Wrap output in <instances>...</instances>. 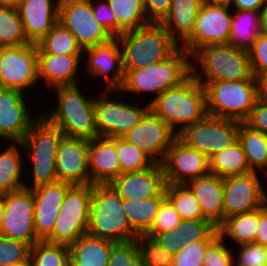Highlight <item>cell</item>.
Here are the masks:
<instances>
[{
    "mask_svg": "<svg viewBox=\"0 0 267 266\" xmlns=\"http://www.w3.org/2000/svg\"><path fill=\"white\" fill-rule=\"evenodd\" d=\"M115 243L88 234L80 236L70 248V266H107Z\"/></svg>",
    "mask_w": 267,
    "mask_h": 266,
    "instance_id": "f1b7e54d",
    "label": "cell"
},
{
    "mask_svg": "<svg viewBox=\"0 0 267 266\" xmlns=\"http://www.w3.org/2000/svg\"><path fill=\"white\" fill-rule=\"evenodd\" d=\"M180 221L181 218L178 212L176 211L174 205L168 198H166L161 203L152 228L145 234V236L152 238L158 233L166 232L170 229H176Z\"/></svg>",
    "mask_w": 267,
    "mask_h": 266,
    "instance_id": "f6af8a7d",
    "label": "cell"
},
{
    "mask_svg": "<svg viewBox=\"0 0 267 266\" xmlns=\"http://www.w3.org/2000/svg\"><path fill=\"white\" fill-rule=\"evenodd\" d=\"M260 173L251 171L243 175L224 178L223 208L224 220L228 217L263 207L267 194Z\"/></svg>",
    "mask_w": 267,
    "mask_h": 266,
    "instance_id": "2e32d148",
    "label": "cell"
},
{
    "mask_svg": "<svg viewBox=\"0 0 267 266\" xmlns=\"http://www.w3.org/2000/svg\"><path fill=\"white\" fill-rule=\"evenodd\" d=\"M37 44L0 47V86L24 92L38 82Z\"/></svg>",
    "mask_w": 267,
    "mask_h": 266,
    "instance_id": "4fadbf2b",
    "label": "cell"
},
{
    "mask_svg": "<svg viewBox=\"0 0 267 266\" xmlns=\"http://www.w3.org/2000/svg\"><path fill=\"white\" fill-rule=\"evenodd\" d=\"M177 134L160 117L149 110L141 122L122 138L161 163Z\"/></svg>",
    "mask_w": 267,
    "mask_h": 266,
    "instance_id": "d6986e66",
    "label": "cell"
},
{
    "mask_svg": "<svg viewBox=\"0 0 267 266\" xmlns=\"http://www.w3.org/2000/svg\"><path fill=\"white\" fill-rule=\"evenodd\" d=\"M115 90H105L99 96H93L95 126L98 136L107 138L122 137L126 132L137 126L150 110L146 106H135L121 100L109 99Z\"/></svg>",
    "mask_w": 267,
    "mask_h": 266,
    "instance_id": "30bf717a",
    "label": "cell"
},
{
    "mask_svg": "<svg viewBox=\"0 0 267 266\" xmlns=\"http://www.w3.org/2000/svg\"><path fill=\"white\" fill-rule=\"evenodd\" d=\"M171 0H143L147 17L151 23H160L170 10Z\"/></svg>",
    "mask_w": 267,
    "mask_h": 266,
    "instance_id": "db71d44e",
    "label": "cell"
},
{
    "mask_svg": "<svg viewBox=\"0 0 267 266\" xmlns=\"http://www.w3.org/2000/svg\"><path fill=\"white\" fill-rule=\"evenodd\" d=\"M191 75L197 82L256 80L249 52L229 44H210L197 49L191 55Z\"/></svg>",
    "mask_w": 267,
    "mask_h": 266,
    "instance_id": "7a4b0ae2",
    "label": "cell"
},
{
    "mask_svg": "<svg viewBox=\"0 0 267 266\" xmlns=\"http://www.w3.org/2000/svg\"><path fill=\"white\" fill-rule=\"evenodd\" d=\"M58 22L82 49L109 41L113 36L96 20L91 0H60Z\"/></svg>",
    "mask_w": 267,
    "mask_h": 266,
    "instance_id": "5bb4252c",
    "label": "cell"
},
{
    "mask_svg": "<svg viewBox=\"0 0 267 266\" xmlns=\"http://www.w3.org/2000/svg\"><path fill=\"white\" fill-rule=\"evenodd\" d=\"M26 94L15 89L0 92V139L21 142L37 117H31L24 100Z\"/></svg>",
    "mask_w": 267,
    "mask_h": 266,
    "instance_id": "44dd1931",
    "label": "cell"
},
{
    "mask_svg": "<svg viewBox=\"0 0 267 266\" xmlns=\"http://www.w3.org/2000/svg\"><path fill=\"white\" fill-rule=\"evenodd\" d=\"M262 12L233 10L228 44L238 49L249 51L254 41L262 34Z\"/></svg>",
    "mask_w": 267,
    "mask_h": 266,
    "instance_id": "f546056e",
    "label": "cell"
},
{
    "mask_svg": "<svg viewBox=\"0 0 267 266\" xmlns=\"http://www.w3.org/2000/svg\"><path fill=\"white\" fill-rule=\"evenodd\" d=\"M258 100L267 103V73L260 74L256 77Z\"/></svg>",
    "mask_w": 267,
    "mask_h": 266,
    "instance_id": "680465c9",
    "label": "cell"
},
{
    "mask_svg": "<svg viewBox=\"0 0 267 266\" xmlns=\"http://www.w3.org/2000/svg\"><path fill=\"white\" fill-rule=\"evenodd\" d=\"M149 105L150 110L176 134L208 114L205 89L192 75L181 84L166 89L158 97H152Z\"/></svg>",
    "mask_w": 267,
    "mask_h": 266,
    "instance_id": "6da1fadb",
    "label": "cell"
},
{
    "mask_svg": "<svg viewBox=\"0 0 267 266\" xmlns=\"http://www.w3.org/2000/svg\"><path fill=\"white\" fill-rule=\"evenodd\" d=\"M166 197L174 205L181 220H199L205 219L199 203L193 192L186 184H168L166 185Z\"/></svg>",
    "mask_w": 267,
    "mask_h": 266,
    "instance_id": "f35d334b",
    "label": "cell"
},
{
    "mask_svg": "<svg viewBox=\"0 0 267 266\" xmlns=\"http://www.w3.org/2000/svg\"><path fill=\"white\" fill-rule=\"evenodd\" d=\"M35 199L32 190L4 194V218L0 236L22 241L30 247L38 242L34 229Z\"/></svg>",
    "mask_w": 267,
    "mask_h": 266,
    "instance_id": "9a60e30c",
    "label": "cell"
},
{
    "mask_svg": "<svg viewBox=\"0 0 267 266\" xmlns=\"http://www.w3.org/2000/svg\"><path fill=\"white\" fill-rule=\"evenodd\" d=\"M107 266H143L136 241L115 243L112 246Z\"/></svg>",
    "mask_w": 267,
    "mask_h": 266,
    "instance_id": "bcb514c9",
    "label": "cell"
},
{
    "mask_svg": "<svg viewBox=\"0 0 267 266\" xmlns=\"http://www.w3.org/2000/svg\"><path fill=\"white\" fill-rule=\"evenodd\" d=\"M218 235L207 247L202 266H234L232 249Z\"/></svg>",
    "mask_w": 267,
    "mask_h": 266,
    "instance_id": "7dc6e473",
    "label": "cell"
},
{
    "mask_svg": "<svg viewBox=\"0 0 267 266\" xmlns=\"http://www.w3.org/2000/svg\"><path fill=\"white\" fill-rule=\"evenodd\" d=\"M244 123L250 128L267 135V103L257 100Z\"/></svg>",
    "mask_w": 267,
    "mask_h": 266,
    "instance_id": "f5cc1de1",
    "label": "cell"
},
{
    "mask_svg": "<svg viewBox=\"0 0 267 266\" xmlns=\"http://www.w3.org/2000/svg\"><path fill=\"white\" fill-rule=\"evenodd\" d=\"M30 246L18 240L0 236V266L19 262H30Z\"/></svg>",
    "mask_w": 267,
    "mask_h": 266,
    "instance_id": "ee69618b",
    "label": "cell"
},
{
    "mask_svg": "<svg viewBox=\"0 0 267 266\" xmlns=\"http://www.w3.org/2000/svg\"><path fill=\"white\" fill-rule=\"evenodd\" d=\"M110 185L115 188L123 200H139L157 196H166V179L161 163L150 168L121 174Z\"/></svg>",
    "mask_w": 267,
    "mask_h": 266,
    "instance_id": "7402d4cb",
    "label": "cell"
},
{
    "mask_svg": "<svg viewBox=\"0 0 267 266\" xmlns=\"http://www.w3.org/2000/svg\"><path fill=\"white\" fill-rule=\"evenodd\" d=\"M96 20L113 36L117 37V17L106 0H91Z\"/></svg>",
    "mask_w": 267,
    "mask_h": 266,
    "instance_id": "816d5d0a",
    "label": "cell"
},
{
    "mask_svg": "<svg viewBox=\"0 0 267 266\" xmlns=\"http://www.w3.org/2000/svg\"><path fill=\"white\" fill-rule=\"evenodd\" d=\"M84 55L87 58L86 61H83L86 67L85 72L92 78H105V90L116 91L121 87L125 79V72L118 37H112L105 43L83 49Z\"/></svg>",
    "mask_w": 267,
    "mask_h": 266,
    "instance_id": "ac0fdd59",
    "label": "cell"
},
{
    "mask_svg": "<svg viewBox=\"0 0 267 266\" xmlns=\"http://www.w3.org/2000/svg\"><path fill=\"white\" fill-rule=\"evenodd\" d=\"M212 241H200L182 247L174 256L172 266H202L206 249Z\"/></svg>",
    "mask_w": 267,
    "mask_h": 266,
    "instance_id": "c3c4849f",
    "label": "cell"
},
{
    "mask_svg": "<svg viewBox=\"0 0 267 266\" xmlns=\"http://www.w3.org/2000/svg\"><path fill=\"white\" fill-rule=\"evenodd\" d=\"M254 76L267 73V36L260 34L248 51Z\"/></svg>",
    "mask_w": 267,
    "mask_h": 266,
    "instance_id": "f907efd6",
    "label": "cell"
},
{
    "mask_svg": "<svg viewBox=\"0 0 267 266\" xmlns=\"http://www.w3.org/2000/svg\"><path fill=\"white\" fill-rule=\"evenodd\" d=\"M21 142H12L8 148L0 152V194L15 192L25 188L21 177L23 158Z\"/></svg>",
    "mask_w": 267,
    "mask_h": 266,
    "instance_id": "4dcf8cb0",
    "label": "cell"
},
{
    "mask_svg": "<svg viewBox=\"0 0 267 266\" xmlns=\"http://www.w3.org/2000/svg\"><path fill=\"white\" fill-rule=\"evenodd\" d=\"M203 3V0H171L170 10L160 24L178 44L192 34Z\"/></svg>",
    "mask_w": 267,
    "mask_h": 266,
    "instance_id": "83f0119b",
    "label": "cell"
},
{
    "mask_svg": "<svg viewBox=\"0 0 267 266\" xmlns=\"http://www.w3.org/2000/svg\"><path fill=\"white\" fill-rule=\"evenodd\" d=\"M4 218V194H0V233Z\"/></svg>",
    "mask_w": 267,
    "mask_h": 266,
    "instance_id": "6125c7cd",
    "label": "cell"
},
{
    "mask_svg": "<svg viewBox=\"0 0 267 266\" xmlns=\"http://www.w3.org/2000/svg\"><path fill=\"white\" fill-rule=\"evenodd\" d=\"M182 247L200 241H213L218 235V229L206 219L181 220L176 227Z\"/></svg>",
    "mask_w": 267,
    "mask_h": 266,
    "instance_id": "b9f144b4",
    "label": "cell"
},
{
    "mask_svg": "<svg viewBox=\"0 0 267 266\" xmlns=\"http://www.w3.org/2000/svg\"><path fill=\"white\" fill-rule=\"evenodd\" d=\"M90 185L110 184L122 173L117 155V137L88 140Z\"/></svg>",
    "mask_w": 267,
    "mask_h": 266,
    "instance_id": "d4e9b609",
    "label": "cell"
},
{
    "mask_svg": "<svg viewBox=\"0 0 267 266\" xmlns=\"http://www.w3.org/2000/svg\"><path fill=\"white\" fill-rule=\"evenodd\" d=\"M54 89L58 106L43 116L67 137L91 140L98 137L95 126L94 98L85 97L78 85ZM45 113V114H44Z\"/></svg>",
    "mask_w": 267,
    "mask_h": 266,
    "instance_id": "5b68a950",
    "label": "cell"
},
{
    "mask_svg": "<svg viewBox=\"0 0 267 266\" xmlns=\"http://www.w3.org/2000/svg\"><path fill=\"white\" fill-rule=\"evenodd\" d=\"M30 44L16 7L0 6V47Z\"/></svg>",
    "mask_w": 267,
    "mask_h": 266,
    "instance_id": "74e56055",
    "label": "cell"
},
{
    "mask_svg": "<svg viewBox=\"0 0 267 266\" xmlns=\"http://www.w3.org/2000/svg\"><path fill=\"white\" fill-rule=\"evenodd\" d=\"M125 79L116 93L151 94L154 98L166 89L181 84L191 75V55L179 47L166 60L144 68L124 70Z\"/></svg>",
    "mask_w": 267,
    "mask_h": 266,
    "instance_id": "277c9868",
    "label": "cell"
},
{
    "mask_svg": "<svg viewBox=\"0 0 267 266\" xmlns=\"http://www.w3.org/2000/svg\"><path fill=\"white\" fill-rule=\"evenodd\" d=\"M267 0H232L230 7L233 10L263 11Z\"/></svg>",
    "mask_w": 267,
    "mask_h": 266,
    "instance_id": "6f0895ef",
    "label": "cell"
},
{
    "mask_svg": "<svg viewBox=\"0 0 267 266\" xmlns=\"http://www.w3.org/2000/svg\"><path fill=\"white\" fill-rule=\"evenodd\" d=\"M71 184L57 181L32 190L35 199L34 229L39 241H46L53 232L60 208Z\"/></svg>",
    "mask_w": 267,
    "mask_h": 266,
    "instance_id": "603a6c76",
    "label": "cell"
},
{
    "mask_svg": "<svg viewBox=\"0 0 267 266\" xmlns=\"http://www.w3.org/2000/svg\"><path fill=\"white\" fill-rule=\"evenodd\" d=\"M118 38L124 70H135L162 62L180 47L160 23L126 31Z\"/></svg>",
    "mask_w": 267,
    "mask_h": 266,
    "instance_id": "52a82bcc",
    "label": "cell"
},
{
    "mask_svg": "<svg viewBox=\"0 0 267 266\" xmlns=\"http://www.w3.org/2000/svg\"><path fill=\"white\" fill-rule=\"evenodd\" d=\"M239 121L206 115L177 136L210 159L238 141Z\"/></svg>",
    "mask_w": 267,
    "mask_h": 266,
    "instance_id": "8fae6325",
    "label": "cell"
},
{
    "mask_svg": "<svg viewBox=\"0 0 267 266\" xmlns=\"http://www.w3.org/2000/svg\"><path fill=\"white\" fill-rule=\"evenodd\" d=\"M238 141L245 152L249 168L265 172L267 177V135L239 122Z\"/></svg>",
    "mask_w": 267,
    "mask_h": 266,
    "instance_id": "d6a6232c",
    "label": "cell"
},
{
    "mask_svg": "<svg viewBox=\"0 0 267 266\" xmlns=\"http://www.w3.org/2000/svg\"><path fill=\"white\" fill-rule=\"evenodd\" d=\"M23 0H0V6L18 7Z\"/></svg>",
    "mask_w": 267,
    "mask_h": 266,
    "instance_id": "94428289",
    "label": "cell"
},
{
    "mask_svg": "<svg viewBox=\"0 0 267 266\" xmlns=\"http://www.w3.org/2000/svg\"><path fill=\"white\" fill-rule=\"evenodd\" d=\"M203 1L207 3L230 5L232 0H203Z\"/></svg>",
    "mask_w": 267,
    "mask_h": 266,
    "instance_id": "be15d7a7",
    "label": "cell"
},
{
    "mask_svg": "<svg viewBox=\"0 0 267 266\" xmlns=\"http://www.w3.org/2000/svg\"><path fill=\"white\" fill-rule=\"evenodd\" d=\"M92 185H71L65 193L52 235L46 240L54 244L71 246L86 235Z\"/></svg>",
    "mask_w": 267,
    "mask_h": 266,
    "instance_id": "9c48e42d",
    "label": "cell"
},
{
    "mask_svg": "<svg viewBox=\"0 0 267 266\" xmlns=\"http://www.w3.org/2000/svg\"><path fill=\"white\" fill-rule=\"evenodd\" d=\"M186 185L193 192L204 218L218 228L224 222V178L208 173L188 181Z\"/></svg>",
    "mask_w": 267,
    "mask_h": 266,
    "instance_id": "484cf974",
    "label": "cell"
},
{
    "mask_svg": "<svg viewBox=\"0 0 267 266\" xmlns=\"http://www.w3.org/2000/svg\"><path fill=\"white\" fill-rule=\"evenodd\" d=\"M258 228L255 243L267 246V203L258 209Z\"/></svg>",
    "mask_w": 267,
    "mask_h": 266,
    "instance_id": "9f6ffc18",
    "label": "cell"
},
{
    "mask_svg": "<svg viewBox=\"0 0 267 266\" xmlns=\"http://www.w3.org/2000/svg\"><path fill=\"white\" fill-rule=\"evenodd\" d=\"M239 249L237 250L238 254H233L234 266H265L266 258L264 246L250 243L240 245Z\"/></svg>",
    "mask_w": 267,
    "mask_h": 266,
    "instance_id": "681fc988",
    "label": "cell"
},
{
    "mask_svg": "<svg viewBox=\"0 0 267 266\" xmlns=\"http://www.w3.org/2000/svg\"><path fill=\"white\" fill-rule=\"evenodd\" d=\"M83 55L38 54V79L43 80L50 90L57 86L80 84L77 72ZM84 58V59H81Z\"/></svg>",
    "mask_w": 267,
    "mask_h": 266,
    "instance_id": "4316f807",
    "label": "cell"
},
{
    "mask_svg": "<svg viewBox=\"0 0 267 266\" xmlns=\"http://www.w3.org/2000/svg\"><path fill=\"white\" fill-rule=\"evenodd\" d=\"M64 134L51 124L42 113L31 124L29 131L21 141L23 150L31 159L32 186L24 185L33 190L58 181L56 171V154Z\"/></svg>",
    "mask_w": 267,
    "mask_h": 266,
    "instance_id": "8992f818",
    "label": "cell"
},
{
    "mask_svg": "<svg viewBox=\"0 0 267 266\" xmlns=\"http://www.w3.org/2000/svg\"><path fill=\"white\" fill-rule=\"evenodd\" d=\"M152 238L173 256L182 248L180 237L175 229L158 233Z\"/></svg>",
    "mask_w": 267,
    "mask_h": 266,
    "instance_id": "11a10c76",
    "label": "cell"
},
{
    "mask_svg": "<svg viewBox=\"0 0 267 266\" xmlns=\"http://www.w3.org/2000/svg\"><path fill=\"white\" fill-rule=\"evenodd\" d=\"M166 196H157L139 200H123V209L132 230L139 236L145 235L151 228Z\"/></svg>",
    "mask_w": 267,
    "mask_h": 266,
    "instance_id": "1f68e13d",
    "label": "cell"
},
{
    "mask_svg": "<svg viewBox=\"0 0 267 266\" xmlns=\"http://www.w3.org/2000/svg\"><path fill=\"white\" fill-rule=\"evenodd\" d=\"M58 181L89 185L88 140L63 136L56 154Z\"/></svg>",
    "mask_w": 267,
    "mask_h": 266,
    "instance_id": "ffe728a7",
    "label": "cell"
},
{
    "mask_svg": "<svg viewBox=\"0 0 267 266\" xmlns=\"http://www.w3.org/2000/svg\"><path fill=\"white\" fill-rule=\"evenodd\" d=\"M265 258H266V264H265V266H267V246L265 247Z\"/></svg>",
    "mask_w": 267,
    "mask_h": 266,
    "instance_id": "03108f58",
    "label": "cell"
},
{
    "mask_svg": "<svg viewBox=\"0 0 267 266\" xmlns=\"http://www.w3.org/2000/svg\"><path fill=\"white\" fill-rule=\"evenodd\" d=\"M262 33L267 36V3L262 12Z\"/></svg>",
    "mask_w": 267,
    "mask_h": 266,
    "instance_id": "91938a15",
    "label": "cell"
},
{
    "mask_svg": "<svg viewBox=\"0 0 267 266\" xmlns=\"http://www.w3.org/2000/svg\"><path fill=\"white\" fill-rule=\"evenodd\" d=\"M7 266H31V264L30 262H19V263L10 264Z\"/></svg>",
    "mask_w": 267,
    "mask_h": 266,
    "instance_id": "e7e4bbea",
    "label": "cell"
},
{
    "mask_svg": "<svg viewBox=\"0 0 267 266\" xmlns=\"http://www.w3.org/2000/svg\"><path fill=\"white\" fill-rule=\"evenodd\" d=\"M209 167L210 173L221 178L243 175L252 171L239 141L210 157Z\"/></svg>",
    "mask_w": 267,
    "mask_h": 266,
    "instance_id": "e575fe53",
    "label": "cell"
},
{
    "mask_svg": "<svg viewBox=\"0 0 267 266\" xmlns=\"http://www.w3.org/2000/svg\"><path fill=\"white\" fill-rule=\"evenodd\" d=\"M117 155L122 174L140 172L155 164L147 154L122 137H117Z\"/></svg>",
    "mask_w": 267,
    "mask_h": 266,
    "instance_id": "60d3db41",
    "label": "cell"
},
{
    "mask_svg": "<svg viewBox=\"0 0 267 266\" xmlns=\"http://www.w3.org/2000/svg\"><path fill=\"white\" fill-rule=\"evenodd\" d=\"M258 209L228 217L217 228L219 235L232 239L237 247L243 244L255 243L258 228Z\"/></svg>",
    "mask_w": 267,
    "mask_h": 266,
    "instance_id": "836d02e7",
    "label": "cell"
},
{
    "mask_svg": "<svg viewBox=\"0 0 267 266\" xmlns=\"http://www.w3.org/2000/svg\"><path fill=\"white\" fill-rule=\"evenodd\" d=\"M123 199L110 184L92 185L87 234L113 243L133 241L137 234L130 227Z\"/></svg>",
    "mask_w": 267,
    "mask_h": 266,
    "instance_id": "3957f363",
    "label": "cell"
},
{
    "mask_svg": "<svg viewBox=\"0 0 267 266\" xmlns=\"http://www.w3.org/2000/svg\"><path fill=\"white\" fill-rule=\"evenodd\" d=\"M206 93L208 115L244 122L258 100L256 80L198 82Z\"/></svg>",
    "mask_w": 267,
    "mask_h": 266,
    "instance_id": "ba28073f",
    "label": "cell"
},
{
    "mask_svg": "<svg viewBox=\"0 0 267 266\" xmlns=\"http://www.w3.org/2000/svg\"><path fill=\"white\" fill-rule=\"evenodd\" d=\"M117 17V37L122 33L145 27L149 21L143 0H106Z\"/></svg>",
    "mask_w": 267,
    "mask_h": 266,
    "instance_id": "d590c367",
    "label": "cell"
},
{
    "mask_svg": "<svg viewBox=\"0 0 267 266\" xmlns=\"http://www.w3.org/2000/svg\"><path fill=\"white\" fill-rule=\"evenodd\" d=\"M161 165L168 184H186L210 173L209 158L178 136L172 141Z\"/></svg>",
    "mask_w": 267,
    "mask_h": 266,
    "instance_id": "e0dca14e",
    "label": "cell"
},
{
    "mask_svg": "<svg viewBox=\"0 0 267 266\" xmlns=\"http://www.w3.org/2000/svg\"><path fill=\"white\" fill-rule=\"evenodd\" d=\"M29 260L31 266H70V248L38 241L30 247Z\"/></svg>",
    "mask_w": 267,
    "mask_h": 266,
    "instance_id": "ab89813d",
    "label": "cell"
},
{
    "mask_svg": "<svg viewBox=\"0 0 267 266\" xmlns=\"http://www.w3.org/2000/svg\"><path fill=\"white\" fill-rule=\"evenodd\" d=\"M135 241L143 266H172L173 255L153 238L139 235Z\"/></svg>",
    "mask_w": 267,
    "mask_h": 266,
    "instance_id": "7bdbcfd3",
    "label": "cell"
},
{
    "mask_svg": "<svg viewBox=\"0 0 267 266\" xmlns=\"http://www.w3.org/2000/svg\"><path fill=\"white\" fill-rule=\"evenodd\" d=\"M38 54L83 55L76 38L59 22L37 43Z\"/></svg>",
    "mask_w": 267,
    "mask_h": 266,
    "instance_id": "8d00e7d4",
    "label": "cell"
},
{
    "mask_svg": "<svg viewBox=\"0 0 267 266\" xmlns=\"http://www.w3.org/2000/svg\"><path fill=\"white\" fill-rule=\"evenodd\" d=\"M233 9L229 5L204 2L192 34L180 47L192 55L200 47L210 44H228Z\"/></svg>",
    "mask_w": 267,
    "mask_h": 266,
    "instance_id": "7c38bea8",
    "label": "cell"
},
{
    "mask_svg": "<svg viewBox=\"0 0 267 266\" xmlns=\"http://www.w3.org/2000/svg\"><path fill=\"white\" fill-rule=\"evenodd\" d=\"M60 0H23L17 7L25 36L37 44L58 23Z\"/></svg>",
    "mask_w": 267,
    "mask_h": 266,
    "instance_id": "cb8c5ba5",
    "label": "cell"
}]
</instances>
